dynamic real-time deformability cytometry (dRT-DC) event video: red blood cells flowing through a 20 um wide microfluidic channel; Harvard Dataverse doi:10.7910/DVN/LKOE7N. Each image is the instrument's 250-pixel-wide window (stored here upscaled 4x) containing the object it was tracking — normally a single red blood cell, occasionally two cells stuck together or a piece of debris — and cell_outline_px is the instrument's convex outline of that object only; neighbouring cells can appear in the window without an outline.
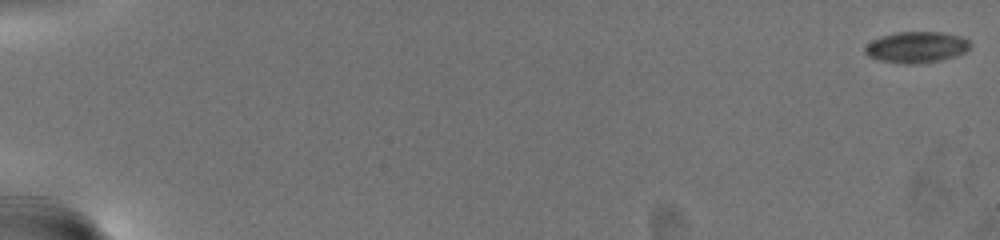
{"species": "common noctule bat (a hibernating species)", "species_latin": "Nyctalus noctula", "temperature_condition": "warm", "stored_images_in_passage": 72, "camera_frame_rate_fps": 3000, "um_per_image_px": 0.085, "animal": {"sex": "female", "body_mass_g": 19.5, "forearm_length_mm": 54.1}, "frame": {"image": 1, "passage_image": 1, "time_ms": 0.0, "image_size_px": [1000, 240], "cell_outline_px": [[972, 44], [964, 52], [940, 60], [920, 64], [904, 64], [880, 60], [868, 56], [864, 52], [864, 48], [872, 40], [880, 36], [896, 32], [944, 32], [960, 36], [968, 40]], "centroid_in_image_um": [77.88, 4.0], "position_along_channel_um": 7.1, "area_um2": 19.07}}
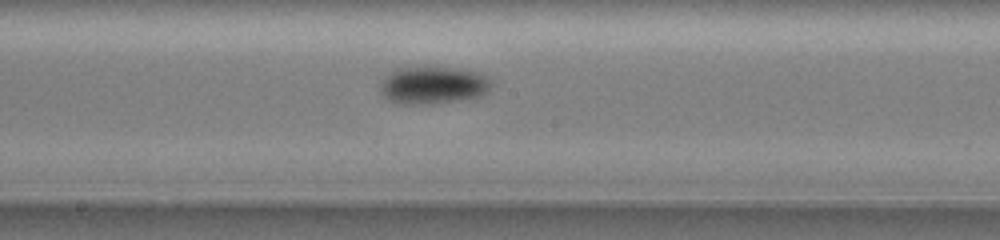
{"frame": {"image": 2, "passage_image": 42, "time_ms": 13.667, "image_size_px": [1000, 240], "cell_outline_px": [[492, 84], [488, 92], [480, 96], [432, 104], [396, 104], [388, 100], [380, 92], [380, 84], [384, 76], [388, 72], [396, 68], [412, 64], [424, 64], [464, 68], [480, 72], [488, 76], [492, 80]], "centroid_in_image_um": [36.79, 7.17], "position_along_channel_um": 211.4, "area_um2": 25.78}}
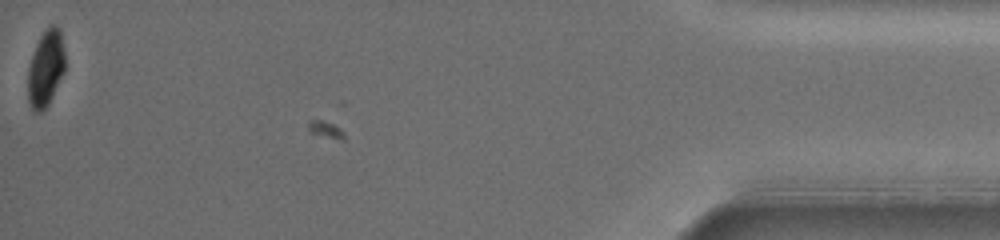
{"frame": {"image": 3, "passage_image": 72, "time_ms": 23.667, "image_size_px": [1000, 240], "cell_outline_px": [[64, 72], [48, 104], [40, 112], [32, 112], [28, 100], [28, 68], [36, 44], [40, 36], [48, 24], [56, 24], [60, 28], [64, 48]], "centroid_in_image_um": [3.88, 5.77], "position_along_channel_um": 431.3, "area_um2": 16.59}, "authors_computed_cell_mechanics": {"area_um2": 20.1433, "velocity_mm_per_s": 3.0407, "shape_relaxation_time_tau1_ms": 2.2801, "shape_relaxation_time_tau2_ms": null, "deformation_change_tau1": 0.0878, "deformation_change_tau2": null}}